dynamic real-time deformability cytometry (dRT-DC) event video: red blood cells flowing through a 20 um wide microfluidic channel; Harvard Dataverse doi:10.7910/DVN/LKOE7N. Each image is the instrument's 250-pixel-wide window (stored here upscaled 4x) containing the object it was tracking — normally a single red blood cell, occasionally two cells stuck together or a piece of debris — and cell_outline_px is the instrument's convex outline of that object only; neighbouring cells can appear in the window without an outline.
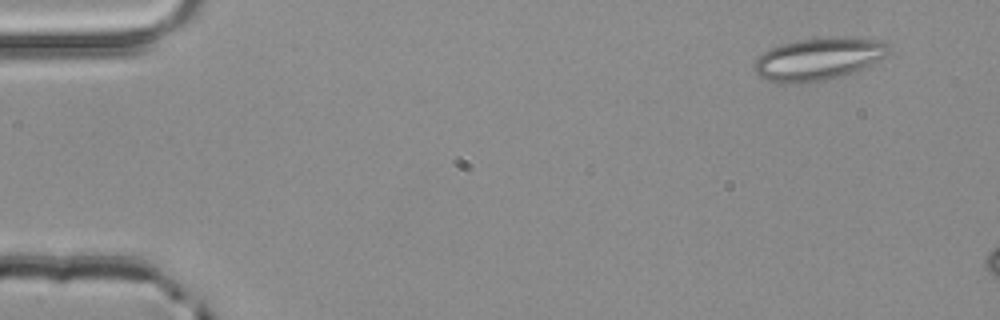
{"species": "common noctule bat (a hibernating species)", "species_latin": "Nyctalus noctula", "temperature_condition": "room temperature", "stored_images_in_passage": 2, "camera_frame_rate_fps": 3000, "um_per_image_px": 0.085, "animal": {"sex": "male", "body_mass_g": 20.4}, "frame": {"image": 1, "passage_image": 1, "time_ms": 0.0, "image_size_px": [1000, 320], "cell_outline_px": [[892, 48], [884, 56], [856, 72], [824, 80], [804, 84], [788, 84], [768, 80], [760, 76], [752, 68], [752, 64], [768, 48], [796, 40], [836, 36], [844, 36], [884, 40]], "centroid_in_image_um": [69.57, 5.0], "position_along_channel_um": 15.4, "area_um2": 33.64}}